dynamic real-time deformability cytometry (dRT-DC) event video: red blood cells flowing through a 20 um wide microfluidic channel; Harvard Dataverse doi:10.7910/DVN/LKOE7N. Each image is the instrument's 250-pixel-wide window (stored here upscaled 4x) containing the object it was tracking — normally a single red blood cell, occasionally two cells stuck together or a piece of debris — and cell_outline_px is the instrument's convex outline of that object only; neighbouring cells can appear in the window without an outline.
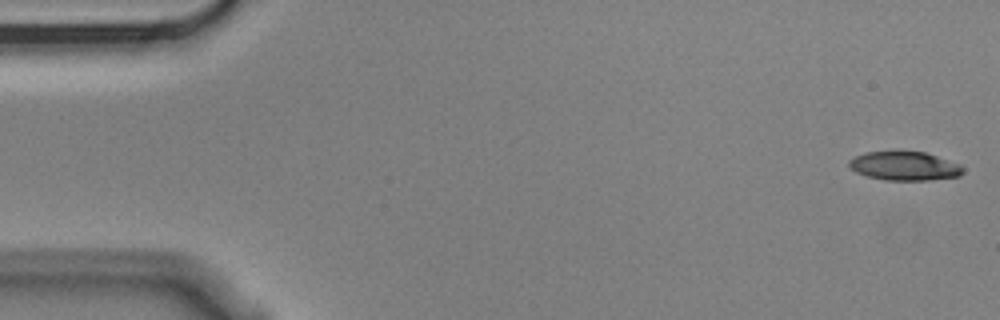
{"species": "Egyptian fruit bat (a non-hibernating species)", "species_latin": "Rousettus aegyptiacus", "temperature_condition": "cold", "stored_images_in_passage": 5, "camera_frame_rate_fps": 3000, "um_per_image_px": 0.085, "animal": {"sex": "male"}, "frame": {"image": 1, "passage_image": 1, "time_ms": 0.0, "image_size_px": [1000, 320], "cell_outline_px": [[964, 172], [960, 176], [928, 180], [884, 180], [868, 176], [856, 172], [848, 164], [848, 160], [864, 152], [896, 148], [924, 152], [960, 164], [964, 168]], "centroid_in_image_um": [76.86, 14.06], "position_along_channel_um": 8.1, "area_um2": 19.83}}
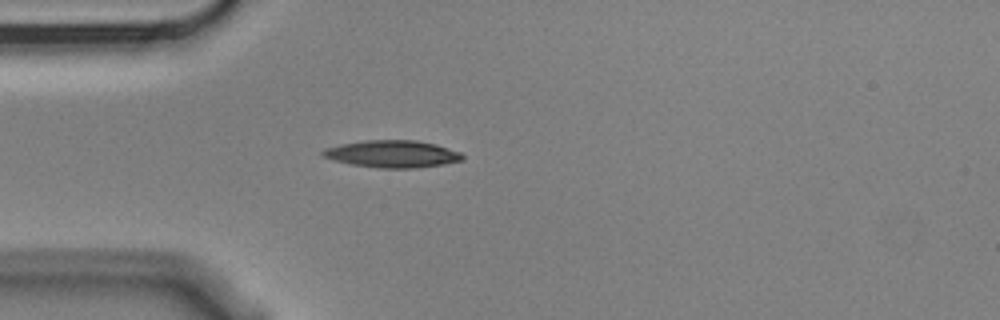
{"frame": {"image": 2, "passage_image": 5, "time_ms": 1.333, "image_size_px": [1000, 320], "cell_outline_px": [[464, 160], [444, 164], [412, 168], [380, 168], [352, 164], [336, 160], [324, 156], [320, 152], [324, 148], [340, 144], [364, 140], [416, 140], [436, 144], [460, 152], [464, 156]], "centroid_in_image_um": [33.37, 13.07], "position_along_channel_um": 51.6, "area_um2": 22.02}}